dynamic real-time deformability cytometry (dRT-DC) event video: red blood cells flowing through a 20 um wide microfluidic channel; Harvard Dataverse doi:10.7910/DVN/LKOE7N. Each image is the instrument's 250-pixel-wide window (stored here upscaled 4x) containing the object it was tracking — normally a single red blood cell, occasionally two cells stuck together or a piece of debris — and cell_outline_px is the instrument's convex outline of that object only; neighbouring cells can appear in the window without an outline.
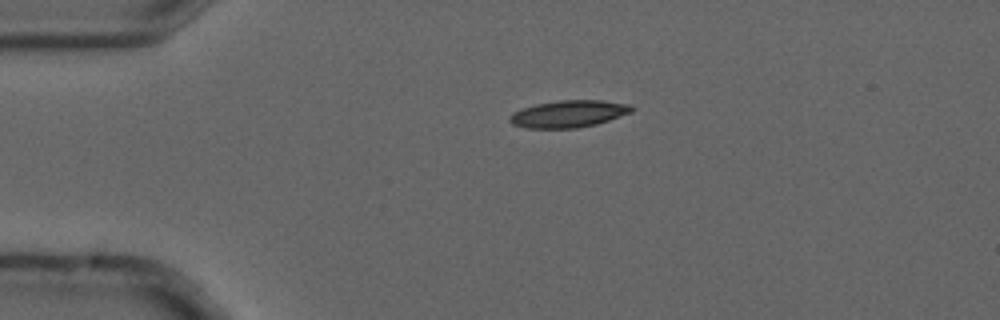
{"species": "common noctule bat (a hibernating species)", "species_latin": "Nyctalus noctula", "temperature_condition": "cold", "stored_images_in_passage": 5, "camera_frame_rate_fps": 3000, "um_per_image_px": 0.085, "animal": {"sex": "male", "forearm_length_mm": 52.5}, "frame": {"image": 1, "passage_image": 4, "time_ms": 1.0, "image_size_px": [1000, 320], "cell_outline_px": [[636, 108], [632, 112], [596, 124], [576, 128], [528, 128], [512, 124], [508, 120], [508, 116], [512, 112], [536, 104], [560, 100], [600, 100], [632, 104]], "centroid_in_image_um": [48.35, 9.67], "position_along_channel_um": 36.7, "area_um2": 19.31}}